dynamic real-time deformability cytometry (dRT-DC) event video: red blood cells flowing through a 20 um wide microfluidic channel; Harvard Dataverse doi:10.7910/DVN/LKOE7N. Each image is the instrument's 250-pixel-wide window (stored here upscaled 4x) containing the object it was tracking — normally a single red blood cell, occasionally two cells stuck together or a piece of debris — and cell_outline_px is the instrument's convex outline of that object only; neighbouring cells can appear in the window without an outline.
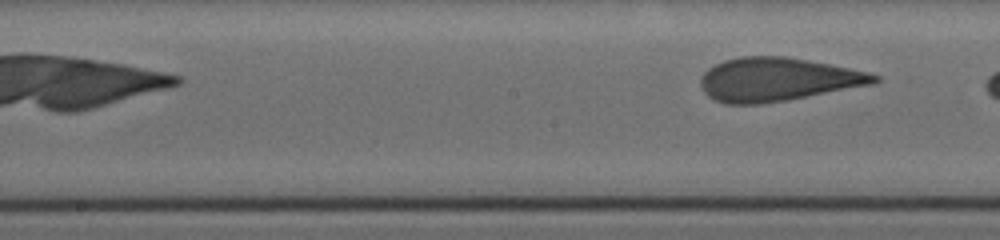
{"species": "human", "species_latin": "Homo sapiens", "temperature_condition": "cold", "stored_images_in_passage": 14, "camera_frame_rate_fps": 3000, "um_per_image_px": 0.085, "donor": {"sex": "female"}, "frame": {"image": 1, "passage_image": 14, "time_ms": 5.333, "image_size_px": [1000, 240], "cell_outline_px": [[880, 80], [872, 84], [784, 100], [760, 104], [728, 104], [712, 100], [704, 92], [700, 84], [700, 76], [708, 68], [724, 60], [740, 56], [784, 56], [808, 60], [868, 72], [880, 76]], "centroid_in_image_um": [66.02, 6.75], "position_along_channel_um": 182.2, "area_um2": 43.7}}